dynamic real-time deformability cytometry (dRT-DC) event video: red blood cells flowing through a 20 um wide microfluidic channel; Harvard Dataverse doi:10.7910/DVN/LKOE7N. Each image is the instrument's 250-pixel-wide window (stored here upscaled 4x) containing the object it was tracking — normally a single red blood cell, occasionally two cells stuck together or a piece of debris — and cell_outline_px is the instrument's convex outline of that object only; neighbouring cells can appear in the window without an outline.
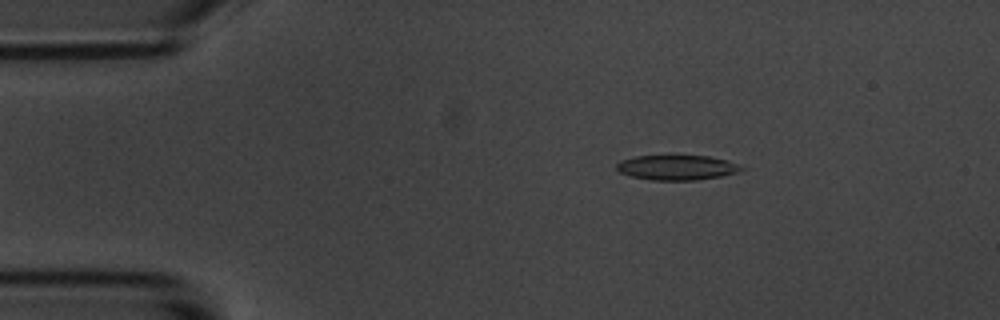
{"species": "common noctule bat (a hibernating species)", "species_latin": "Nyctalus noctula", "temperature_condition": "room temperature", "stored_images_in_passage": 57, "camera_frame_rate_fps": 3000, "um_per_image_px": 0.085, "animal": {"sex": "male", "body_mass_g": 20.1, "forearm_length_mm": 53.5}, "frame": {"image": 1, "passage_image": 10, "time_ms": 3.0, "image_size_px": [1000, 320], "cell_outline_px": [[748, 168], [736, 172], [720, 176], [696, 180], [652, 180], [632, 176], [620, 172], [616, 168], [616, 164], [620, 160], [636, 156], [708, 156], [728, 160], [740, 164]], "centroid_in_image_um": [57.57, 14.23], "position_along_channel_um": 27.4, "area_um2": 18.09}}
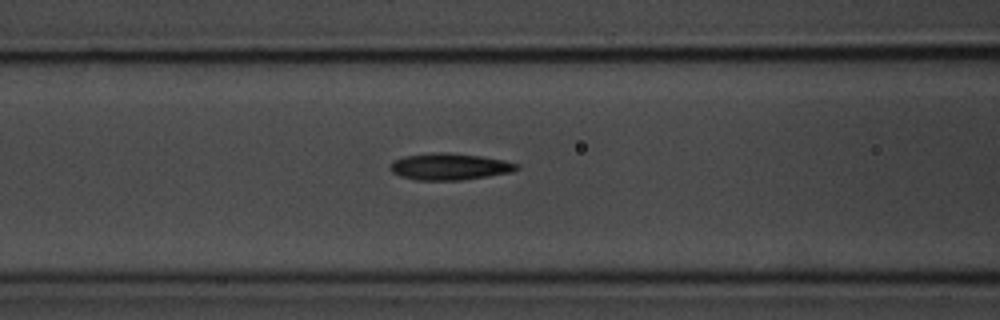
{"frame": {"image": 2, "passage_image": 23, "time_ms": 7.333, "image_size_px": [1000, 320], "cell_outline_px": [[520, 168], [512, 172], [488, 176], [460, 180], [416, 180], [400, 176], [392, 172], [388, 168], [392, 160], [404, 156], [432, 152], [448, 152], [480, 156], [504, 160], [520, 164]], "centroid_in_image_um": [38.19, 14.15], "position_along_channel_um": 128.4, "area_um2": 19.88}}
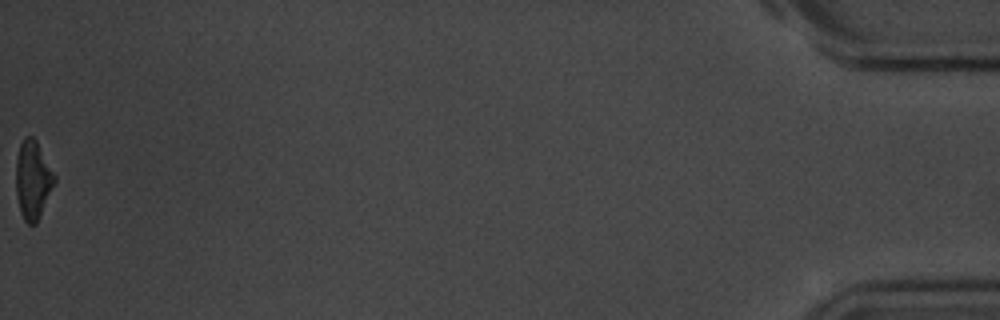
{"frame": {"image": 3, "passage_image": 57, "time_ms": 18.667, "image_size_px": [1000, 320], "cell_outline_px": [[56, 180], [36, 224], [28, 224], [24, 220], [20, 212], [16, 196], [16, 160], [20, 144], [24, 136], [32, 136], [36, 140], [56, 176]], "centroid_in_image_um": [2.78, 15.28], "position_along_channel_um": 432.4, "area_um2": 17.57}, "authors_computed_cell_mechanics": {"area_um2": 18.8428, "velocity_mm_per_s": 3.5782, "shape_relaxation_time_tau1_ms": 4.8087, "shape_relaxation_time_tau2_ms": 5.8172, "deformation_change_tau1": 0.1483, "deformation_change_tau2": 0.1563}}